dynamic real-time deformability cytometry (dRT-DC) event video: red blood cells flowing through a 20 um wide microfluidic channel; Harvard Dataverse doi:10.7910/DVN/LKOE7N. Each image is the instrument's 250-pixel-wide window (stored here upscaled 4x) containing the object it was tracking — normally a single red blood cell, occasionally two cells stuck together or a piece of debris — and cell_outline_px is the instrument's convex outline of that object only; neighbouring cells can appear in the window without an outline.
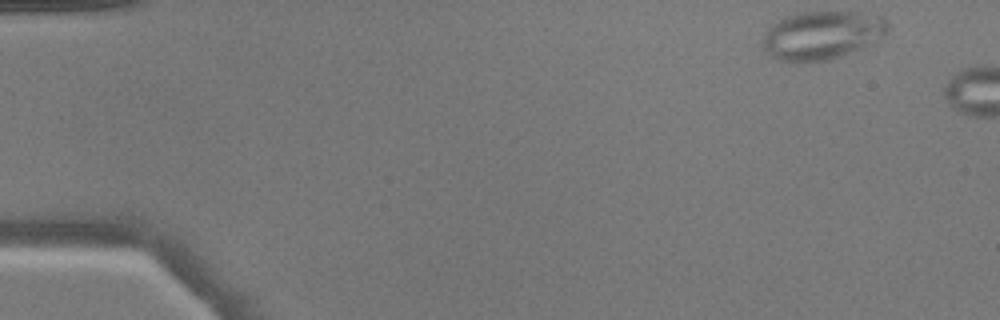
{"species": "common noctule bat (a hibernating species)", "species_latin": "Nyctalus noctula", "temperature_condition": "warm", "stored_images_in_passage": 5, "camera_frame_rate_fps": 3000, "um_per_image_px": 0.085, "animal": {"sex": "male", "body_mass_g": 17.9}, "frame": {"image": 1, "passage_image": 1, "time_ms": 0.0, "image_size_px": [1000, 320], "cell_outline_px": [[888, 32], [864, 48], [828, 60], [780, 60], [772, 56], [764, 48], [764, 32], [772, 24], [788, 16], [800, 12], [852, 12], [884, 16], [888, 20]], "centroid_in_image_um": [69.93, 2.97], "position_along_channel_um": 15.1, "area_um2": 34.74}}